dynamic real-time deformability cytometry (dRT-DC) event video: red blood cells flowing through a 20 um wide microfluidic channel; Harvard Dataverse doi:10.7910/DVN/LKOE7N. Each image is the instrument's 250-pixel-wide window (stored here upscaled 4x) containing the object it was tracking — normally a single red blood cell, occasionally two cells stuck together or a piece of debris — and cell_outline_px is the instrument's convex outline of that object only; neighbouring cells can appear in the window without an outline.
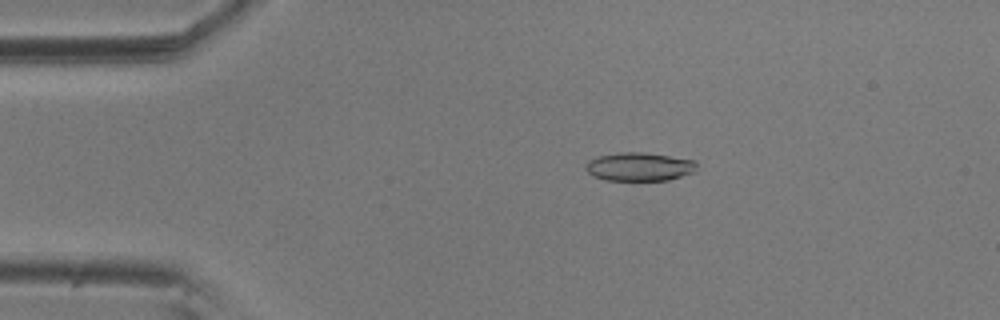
{"species": "common noctule bat (a hibernating species)", "species_latin": "Nyctalus noctula", "temperature_condition": "room temperature", "stored_images_in_passage": 53, "camera_frame_rate_fps": 3000, "um_per_image_px": 0.085, "animal": {"sex": "male", "body_mass_g": 20.5, "forearm_length_mm": 52.5}, "frame": {"image": 1, "passage_image": 8, "time_ms": 2.333, "image_size_px": [1000, 320], "cell_outline_px": [[696, 172], [668, 180], [604, 180], [592, 176], [584, 168], [588, 160], [600, 156], [620, 152], [644, 152], [696, 160]], "centroid_in_image_um": [54.35, 14.17], "position_along_channel_um": 30.7, "area_um2": 18.55}}
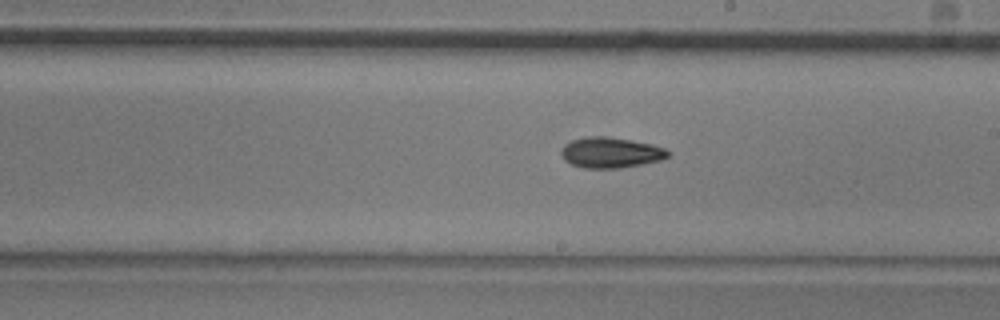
{"frame": {"image": 2, "passage_image": 29, "time_ms": 9.333, "image_size_px": [1000, 320], "cell_outline_px": [[668, 156], [660, 160], [620, 168], [584, 168], [572, 164], [564, 160], [560, 152], [560, 148], [564, 144], [572, 140], [588, 136], [604, 136], [632, 140], [652, 144], [664, 148], [668, 152]], "centroid_in_image_um": [51.86, 12.96], "position_along_channel_um": 237.1, "area_um2": 18.96}}
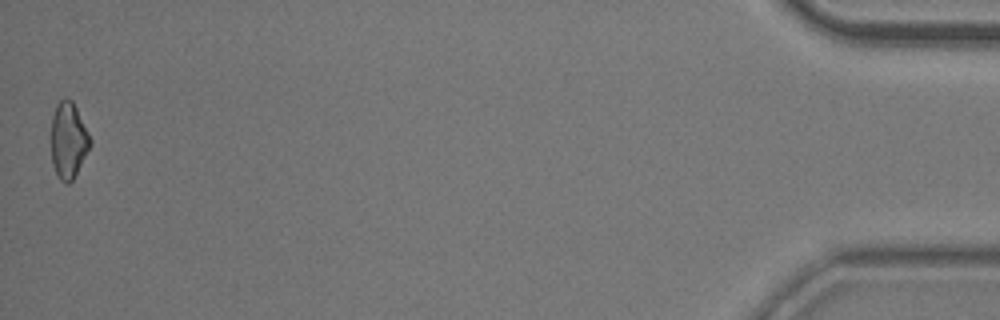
{"frame": {"image": 3, "passage_image": 53, "time_ms": 17.333, "image_size_px": [1000, 320], "cell_outline_px": [[92, 144], [72, 180], [68, 184], [64, 184], [60, 180], [52, 164], [52, 116], [56, 104], [60, 100], [72, 100], [92, 140]], "centroid_in_image_um": [5.82, 11.95], "position_along_channel_um": 429.4, "area_um2": 17.05}, "authors_computed_cell_mechanics": {"area_um2": 18.4382, "velocity_mm_per_s": 3.6035, "shape_relaxation_time_tau1_ms": 6.5888, "shape_relaxation_time_tau2_ms": null, "deformation_change_tau1": 0.1516, "deformation_change_tau2": null}}